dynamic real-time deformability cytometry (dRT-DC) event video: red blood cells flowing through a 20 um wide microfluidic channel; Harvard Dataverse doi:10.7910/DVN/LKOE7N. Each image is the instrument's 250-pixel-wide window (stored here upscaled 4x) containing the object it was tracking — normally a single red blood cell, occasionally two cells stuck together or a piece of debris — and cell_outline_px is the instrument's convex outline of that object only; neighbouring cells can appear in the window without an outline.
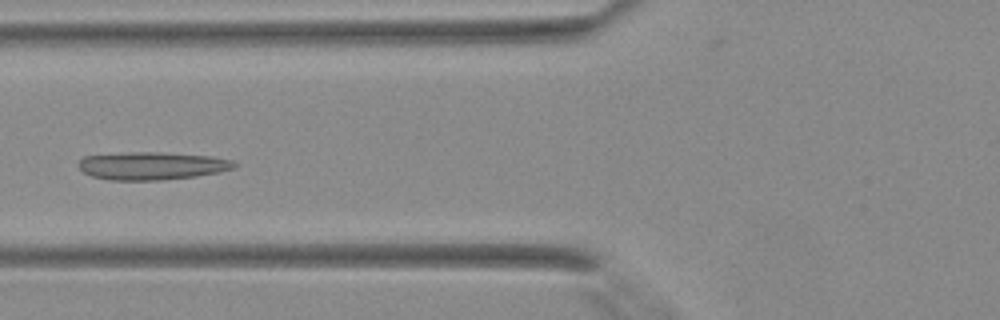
{"species": "Egyptian fruit bat (a non-hibernating species)", "species_latin": "Rousettus aegyptiacus", "temperature_condition": "warm", "stored_images_in_passage": 4, "camera_frame_rate_fps": 3000, "um_per_image_px": 0.085, "animal": {"sex": "female"}, "frame": {"image": 1, "passage_image": 4, "time_ms": 1.0, "image_size_px": [1000, 320], "cell_outline_px": [[236, 168], [220, 172], [196, 176], [160, 180], [108, 180], [92, 176], [84, 172], [76, 164], [84, 156], [128, 152], [160, 152], [212, 156], [232, 160], [236, 164]], "centroid_in_image_um": [12.92, 14.09], "position_along_channel_um": 112.9, "area_um2": 25.37}}